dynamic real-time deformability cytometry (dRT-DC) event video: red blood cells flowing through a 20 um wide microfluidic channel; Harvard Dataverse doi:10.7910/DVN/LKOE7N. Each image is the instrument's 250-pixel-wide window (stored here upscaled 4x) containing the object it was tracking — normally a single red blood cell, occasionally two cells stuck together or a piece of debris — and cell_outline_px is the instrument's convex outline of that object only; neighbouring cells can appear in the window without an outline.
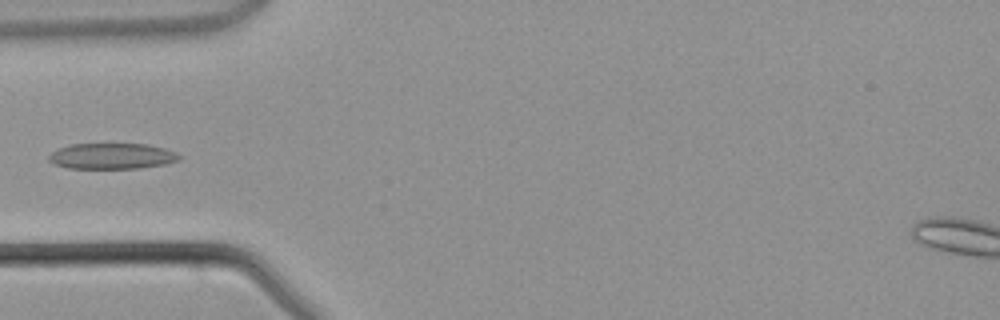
{"species": "common noctule bat (a hibernating species)", "species_latin": "Nyctalus noctula", "temperature_condition": "warm", "stored_images_in_passage": 32, "camera_frame_rate_fps": 3000, "um_per_image_px": 0.085, "animal": {"sex": "male", "body_mass_g": 21.5, "forearm_length_mm": 52.0}, "frame": {"image": 1, "passage_image": 1, "time_ms": 0.0, "image_size_px": [1000, 320], "cell_outline_px": [[180, 160], [168, 164], [140, 168], [68, 168], [52, 164], [48, 160], [48, 156], [52, 152], [60, 148], [72, 144], [148, 144], [164, 148], [176, 152], [180, 156]], "centroid_in_image_um": [9.53, 13.27], "position_along_channel_um": 75.5, "area_um2": 19.71}}
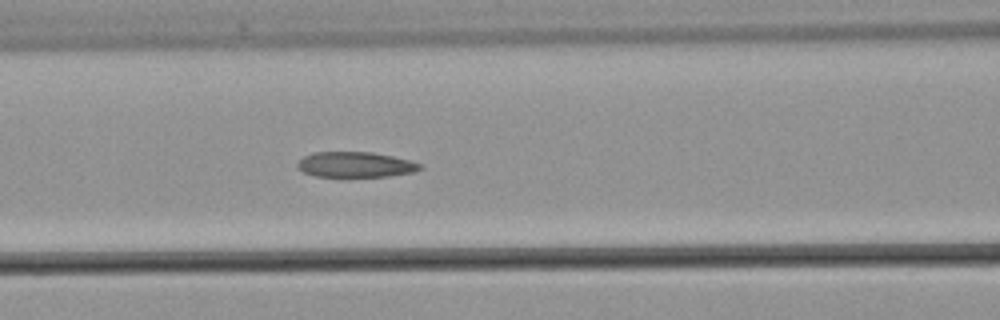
{"frame": {"image": 2, "passage_image": 5, "time_ms": 1.333, "image_size_px": [1000, 320], "cell_outline_px": [[424, 168], [416, 172], [388, 176], [316, 176], [304, 172], [296, 168], [296, 164], [304, 156], [312, 152], [372, 152], [412, 160], [420, 164]], "centroid_in_image_um": [30.24, 13.98], "position_along_channel_um": 136.4, "area_um2": 18.21}}
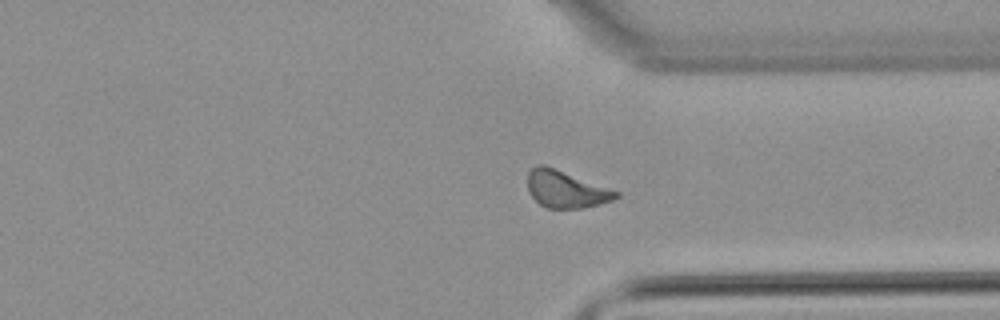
{"frame": {"image": 3, "passage_image": 20, "time_ms": 6.333, "image_size_px": [1000, 320], "cell_outline_px": [[620, 196], [612, 200], [600, 204], [584, 208], [548, 208], [540, 204], [528, 192], [528, 172], [536, 164], [544, 164], [620, 192]], "centroid_in_image_um": [48.09, 16.08], "position_along_channel_um": 363.3, "area_um2": 19.02}}